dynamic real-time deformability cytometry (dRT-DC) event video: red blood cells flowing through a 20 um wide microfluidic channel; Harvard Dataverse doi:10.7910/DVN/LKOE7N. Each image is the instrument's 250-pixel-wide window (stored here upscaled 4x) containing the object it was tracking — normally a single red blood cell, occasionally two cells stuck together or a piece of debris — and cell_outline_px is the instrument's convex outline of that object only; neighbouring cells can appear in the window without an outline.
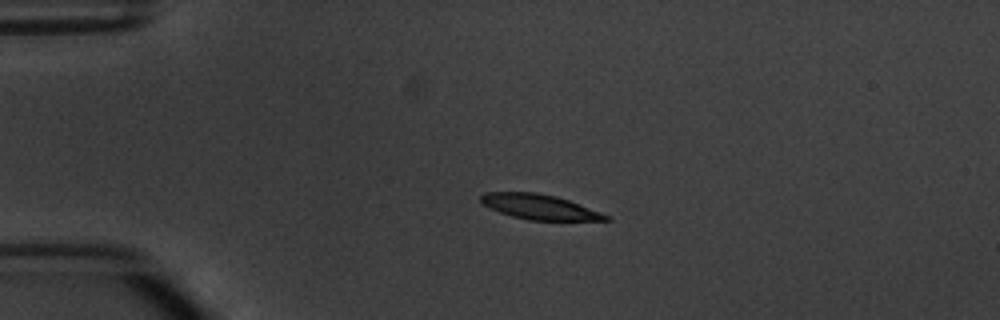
{"species": "common noctule bat (a hibernating species)", "species_latin": "Nyctalus noctula", "temperature_condition": "warm", "stored_images_in_passage": 2, "camera_frame_rate_fps": 3000, "um_per_image_px": 0.085, "animal": {"sex": "male", "body_mass_g": 20.1, "forearm_length_mm": 53.5}, "frame": {"image": 1, "passage_image": 1, "time_ms": 0.0, "image_size_px": [1000, 320], "cell_outline_px": [[612, 220], [528, 220], [512, 216], [500, 212], [484, 204], [480, 200], [480, 196], [484, 192], [536, 192], [556, 196], [568, 200], [600, 212], [608, 216]], "centroid_in_image_um": [45.84, 17.58], "position_along_channel_um": 39.2, "area_um2": 17.92}}